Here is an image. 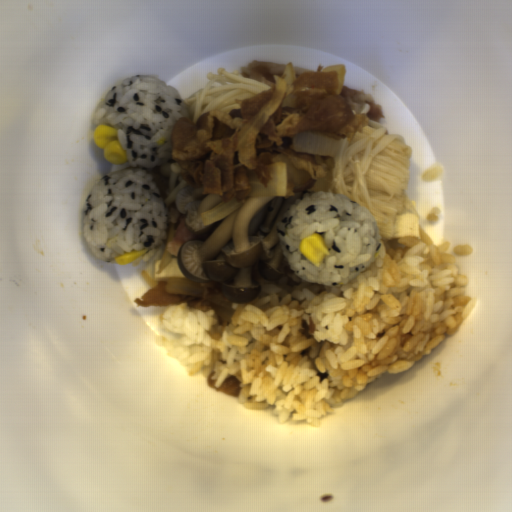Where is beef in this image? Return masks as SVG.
<instances>
[{
    "instance_id": "1",
    "label": "beef",
    "mask_w": 512,
    "mask_h": 512,
    "mask_svg": "<svg viewBox=\"0 0 512 512\" xmlns=\"http://www.w3.org/2000/svg\"><path fill=\"white\" fill-rule=\"evenodd\" d=\"M195 237V233L186 225L185 215L178 218L177 225L172 233V243L183 247L186 243L194 240Z\"/></svg>"
}]
</instances>
